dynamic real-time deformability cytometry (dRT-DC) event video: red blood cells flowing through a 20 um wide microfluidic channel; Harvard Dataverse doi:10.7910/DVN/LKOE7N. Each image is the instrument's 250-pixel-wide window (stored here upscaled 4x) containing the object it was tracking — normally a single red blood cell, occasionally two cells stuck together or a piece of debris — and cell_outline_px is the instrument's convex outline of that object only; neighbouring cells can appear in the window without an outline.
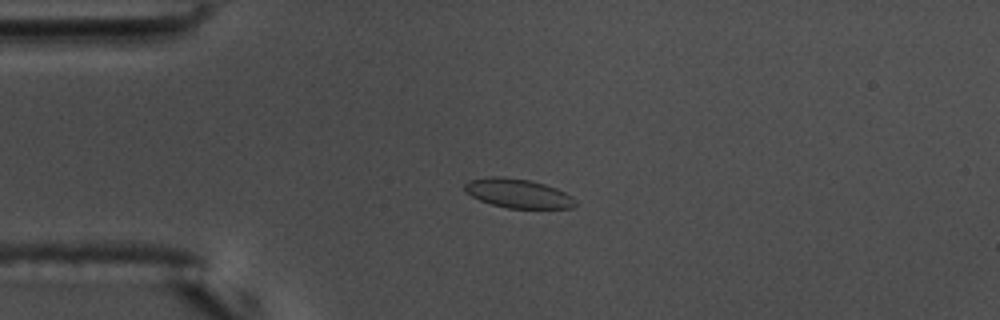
{"species": "common noctule bat (a hibernating species)", "species_latin": "Nyctalus noctula", "temperature_condition": "warm", "stored_images_in_passage": 1, "camera_frame_rate_fps": 3000, "um_per_image_px": 0.085, "animal": {"sex": "male", "body_mass_g": 17.5, "forearm_length_mm": 52.3}, "frame": {"image": 1, "passage_image": 1, "time_ms": 0.0, "image_size_px": [1000, 320], "cell_outline_px": [[560, 208], [516, 208], [496, 204], [484, 200], [476, 196], [480, 180], [520, 180]], "centroid_in_image_um": [43.54, 16.54], "position_along_channel_um": 41.5, "area_um2": 11.33}}